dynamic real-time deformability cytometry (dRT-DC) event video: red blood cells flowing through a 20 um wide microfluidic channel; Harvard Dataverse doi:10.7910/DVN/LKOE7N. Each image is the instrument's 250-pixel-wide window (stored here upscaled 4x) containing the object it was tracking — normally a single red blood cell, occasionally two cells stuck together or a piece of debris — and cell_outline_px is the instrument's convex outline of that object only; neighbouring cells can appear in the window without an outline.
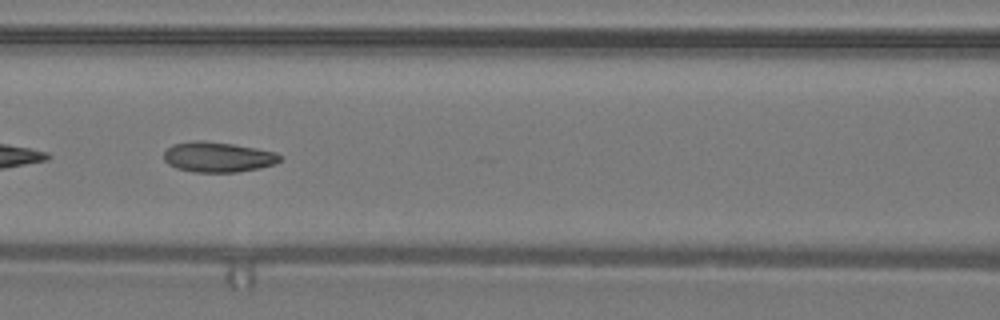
{"species": "common noctule bat (a hibernating species)", "species_latin": "Nyctalus noctula", "temperature_condition": "warm", "stored_images_in_passage": 46, "camera_frame_rate_fps": 3000, "um_per_image_px": 0.085, "animal": {"sex": "male", "body_mass_g": 19.2, "forearm_length_mm": 51.8}, "frame": {"image": 1, "passage_image": 20, "time_ms": 6.333, "image_size_px": [1000, 320], "cell_outline_px": [[284, 156], [276, 164], [260, 168], [236, 172], [192, 172], [176, 168], [168, 164], [164, 160], [164, 152], [172, 144], [192, 140], [204, 140], [232, 144], [256, 148], [276, 152]], "centroid_in_image_um": [18.53, 13.34], "position_along_channel_um": 148.1, "area_um2": 20.69}, "authors_computed_cell_mechanics": {"area_um2": 20.3745, "velocity_mm_per_s": 4.3069, "shape_relaxation_time_tau1_ms": 8.777, "shape_relaxation_time_tau2_ms": 1.4464, "deformation_change_tau1": 0.2163, "deformation_change_tau2": 0.0673}}